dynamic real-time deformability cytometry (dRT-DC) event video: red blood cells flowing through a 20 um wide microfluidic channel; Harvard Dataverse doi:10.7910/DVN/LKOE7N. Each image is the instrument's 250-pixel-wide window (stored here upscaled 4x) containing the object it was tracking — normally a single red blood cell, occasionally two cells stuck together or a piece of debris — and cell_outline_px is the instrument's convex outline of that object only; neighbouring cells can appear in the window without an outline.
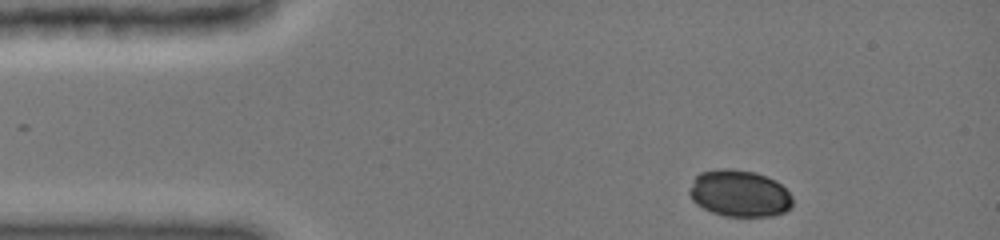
{"species": "common noctule bat (a hibernating species)", "species_latin": "Nyctalus noctula", "temperature_condition": "cold", "stored_images_in_passage": 7, "camera_frame_rate_fps": 3000, "um_per_image_px": 0.085, "animal": {"sex": "female", "body_mass_g": 19.0, "forearm_length_mm": 51.5}, "frame": {"image": 1, "passage_image": 1, "time_ms": 0.0, "image_size_px": [1000, 240], "cell_outline_px": [[792, 208], [784, 212], [772, 216], [724, 216], [712, 212], [696, 204], [692, 200], [688, 192], [696, 176], [700, 172], [716, 168], [728, 168], [756, 172], [776, 180], [792, 196]], "centroid_in_image_um": [62.85, 16.43], "position_along_channel_um": 22.1, "area_um2": 28.26}}
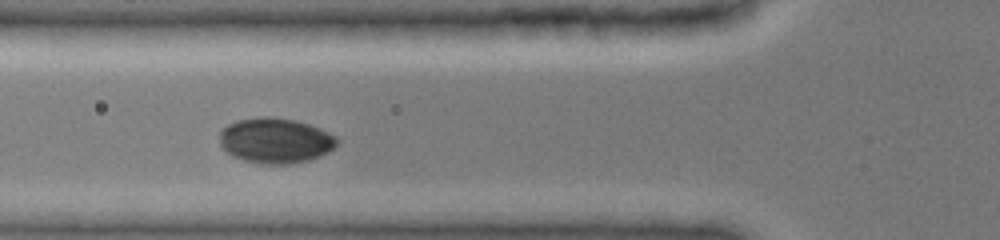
{"frame": {"image": 2, "passage_image": 4, "time_ms": 3.667, "image_size_px": [1000, 240], "cell_outline_px": [[340, 140], [328, 152], [320, 156], [308, 160], [292, 164], [260, 164], [244, 160], [232, 156], [220, 144], [220, 128], [236, 120], [264, 116], [272, 116], [292, 120], [308, 124], [320, 128], [336, 136]], "centroid_in_image_um": [23.4, 11.94], "position_along_channel_um": 102.4, "area_um2": 31.1}}
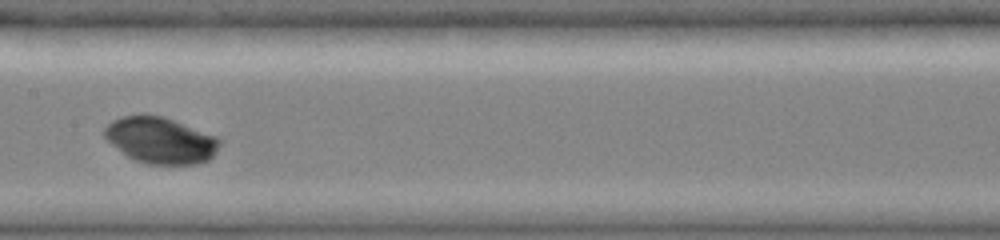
{"frame": {"image": 3, "passage_image": 6, "time_ms": 6.0, "image_size_px": [1000, 240], "cell_outline_px": [[220, 144], [216, 152], [208, 160], [196, 164], [148, 164], [132, 160], [112, 144], [104, 136], [104, 128], [112, 120], [120, 116], [144, 112], [164, 116], [216, 136], [220, 140]], "centroid_in_image_um": [13.61, 11.89], "position_along_channel_um": 193.8, "area_um2": 31.44}}